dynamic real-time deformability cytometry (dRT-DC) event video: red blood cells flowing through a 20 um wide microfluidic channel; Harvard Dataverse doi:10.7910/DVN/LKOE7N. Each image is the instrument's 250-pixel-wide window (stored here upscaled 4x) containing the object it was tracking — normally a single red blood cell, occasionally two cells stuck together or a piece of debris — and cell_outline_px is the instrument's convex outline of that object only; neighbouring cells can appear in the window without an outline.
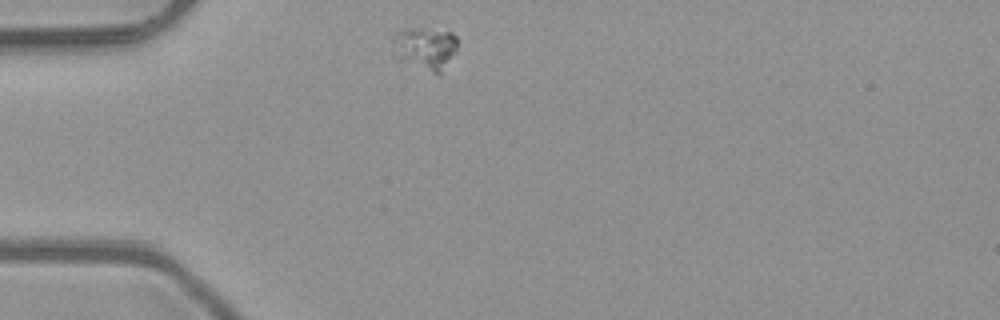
{"species": "common noctule bat (a hibernating species)", "species_latin": "Nyctalus noctula", "temperature_condition": "room temperature", "stored_images_in_passage": 1, "camera_frame_rate_fps": 3000, "um_per_image_px": 0.085, "animal": {"sex": "male", "body_mass_g": 23.1, "forearm_length_mm": 52.7}, "frame": {"image": 1, "passage_image": 1, "time_ms": 0.0, "image_size_px": [1000, 320], "cell_outline_px": [[456, 48], [440, 76], [396, 60], [392, 56], [392, 40], [396, 32], [408, 28], [420, 28], [452, 32], [456, 36]], "centroid_in_image_um": [36.06, 4.13], "position_along_channel_um": 48.9, "area_um2": 16.47}}